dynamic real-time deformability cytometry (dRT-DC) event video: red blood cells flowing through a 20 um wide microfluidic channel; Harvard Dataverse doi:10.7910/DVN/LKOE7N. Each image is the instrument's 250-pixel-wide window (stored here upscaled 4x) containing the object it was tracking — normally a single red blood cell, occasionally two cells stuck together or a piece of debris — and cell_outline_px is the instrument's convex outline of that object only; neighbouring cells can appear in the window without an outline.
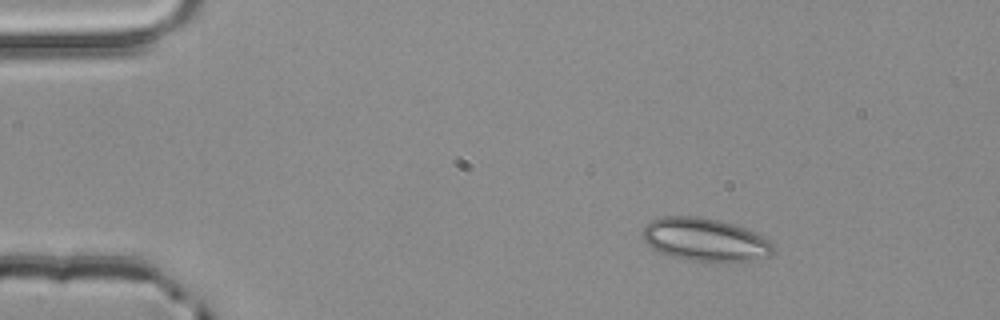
{"species": "common noctule bat (a hibernating species)", "species_latin": "Nyctalus noctula", "temperature_condition": "room temperature", "stored_images_in_passage": 5, "camera_frame_rate_fps": 3000, "um_per_image_px": 0.085, "animal": {"sex": "male", "body_mass_g": 20.4}, "frame": {"image": 1, "passage_image": 1, "time_ms": 0.0, "image_size_px": [1000, 320], "cell_outline_px": [[772, 252], [768, 256], [740, 264], [696, 260], [672, 256], [660, 252], [652, 248], [644, 240], [644, 228], [652, 220], [664, 216], [696, 216], [720, 220], [744, 228], [768, 240], [772, 244]], "centroid_in_image_um": [59.95, 20.39], "position_along_channel_um": 25.0, "area_um2": 32.54}}